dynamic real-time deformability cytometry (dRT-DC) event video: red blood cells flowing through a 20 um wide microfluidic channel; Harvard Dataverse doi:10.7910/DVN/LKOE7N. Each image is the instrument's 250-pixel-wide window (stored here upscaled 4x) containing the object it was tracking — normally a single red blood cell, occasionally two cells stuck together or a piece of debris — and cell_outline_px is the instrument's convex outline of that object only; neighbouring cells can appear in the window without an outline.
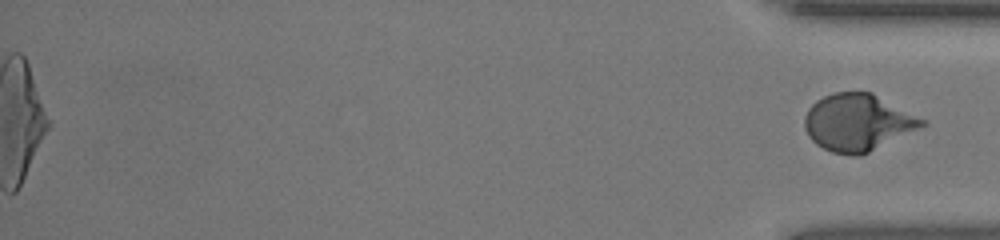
{"species": "human", "species_latin": "Homo sapiens", "temperature_condition": "room temperature", "stored_images_in_passage": 39, "segment_of_instrument_passage": [2, 2], "camera_frame_rate_fps": 3000, "um_per_image_px": 0.085, "donor": {"sex": "female"}, "frame": {"image": 1, "passage_image": 39, "time_ms": 12.667, "image_size_px": [1000, 240], "cell_outline_px": [[924, 124], [860, 156], [848, 156], [832, 152], [816, 144], [808, 136], [804, 128], [804, 116], [808, 108], [816, 100], [824, 96], [836, 92], [872, 92], [924, 120]], "centroid_in_image_um": [72.81, 10.4], "position_along_channel_um": 362.4, "area_um2": 38.26}}